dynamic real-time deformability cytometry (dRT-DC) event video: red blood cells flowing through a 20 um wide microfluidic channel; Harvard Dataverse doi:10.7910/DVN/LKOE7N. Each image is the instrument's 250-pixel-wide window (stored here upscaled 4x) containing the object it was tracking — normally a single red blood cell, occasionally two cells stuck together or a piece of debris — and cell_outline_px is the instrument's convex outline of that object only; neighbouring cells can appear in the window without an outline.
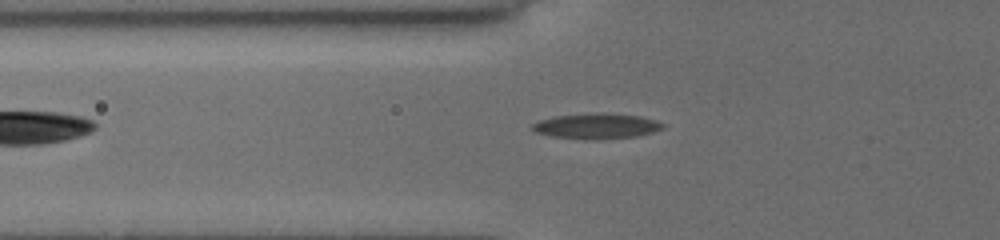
{"species": "common noctule bat (a hibernating species)", "species_latin": "Nyctalus noctula", "temperature_condition": "cold", "stored_images_in_passage": 35, "camera_frame_rate_fps": 3000, "um_per_image_px": 0.085, "animal": {"sex": "female", "body_mass_g": 19.5, "forearm_length_mm": 54.1}, "frame": {"image": 1, "passage_image": 4, "time_ms": 1.0, "image_size_px": [1000, 240], "cell_outline_px": [[664, 128], [652, 132], [636, 136], [592, 140], [584, 140], [552, 136], [536, 132], [532, 128], [532, 124], [540, 120], [552, 116], [596, 112], [640, 116], [664, 124]], "centroid_in_image_um": [50.66, 10.71], "position_along_channel_um": 75.1, "area_um2": 19.31}}
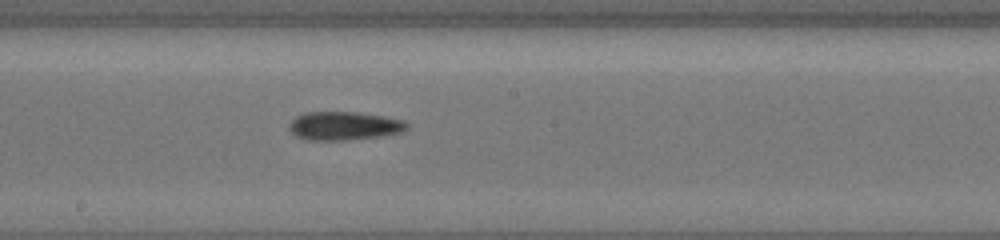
{"frame": {"image": 2, "passage_image": 15, "time_ms": 4.667, "image_size_px": [1000, 240], "cell_outline_px": [[408, 128], [400, 132], [380, 136], [348, 140], [308, 140], [296, 136], [288, 128], [288, 124], [296, 116], [304, 112], [356, 112], [384, 116], [404, 120], [408, 124]], "centroid_in_image_um": [29.23, 10.69], "position_along_channel_um": 219.0, "area_um2": 19.59}}
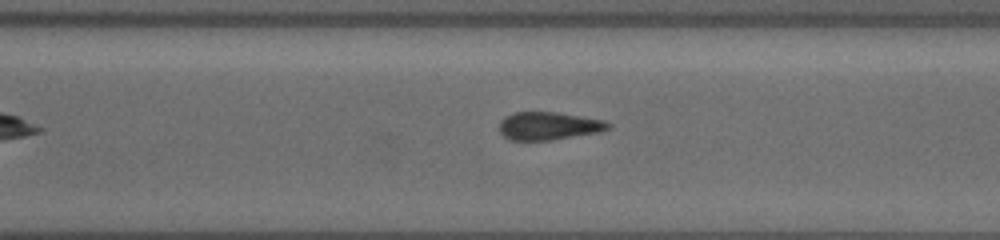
{"frame": {"image": 3, "passage_image": 23, "time_ms": 7.333, "image_size_px": [1000, 240], "cell_outline_px": [[612, 124], [608, 128], [600, 132], [548, 140], [508, 140], [500, 132], [500, 120], [504, 116], [512, 112], [556, 112], [604, 120]], "centroid_in_image_um": [46.6, 10.69], "position_along_channel_um": 324.0, "area_um2": 17.69}}